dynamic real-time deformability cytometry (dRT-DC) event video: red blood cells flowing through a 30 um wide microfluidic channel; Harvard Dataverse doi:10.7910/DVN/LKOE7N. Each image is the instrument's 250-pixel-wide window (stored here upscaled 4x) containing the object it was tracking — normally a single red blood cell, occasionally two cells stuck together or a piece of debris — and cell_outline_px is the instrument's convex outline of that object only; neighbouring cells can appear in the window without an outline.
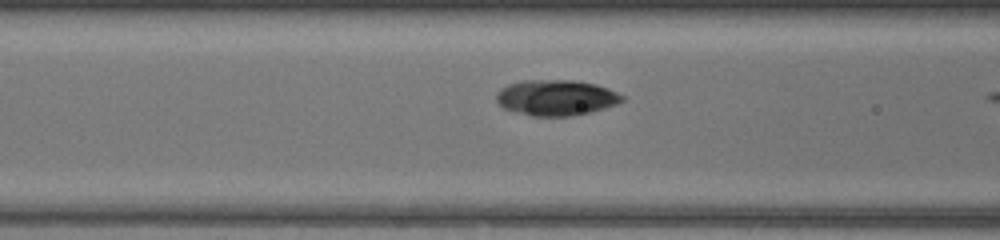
{"species": "common noctule bat (a hibernating species)", "species_latin": "Nyctalus noctula", "temperature_condition": "warm", "stored_images_in_passage": 10, "camera_frame_rate_fps": 3000, "um_per_image_px": 0.085, "animal": {"sex": "female", "body_mass_g": 17.0, "forearm_length_mm": 48.0}, "frame": {"image": 1, "passage_image": 9, "time_ms": 2.667, "image_size_px": [1000, 240], "cell_outline_px": [[624, 100], [616, 104], [604, 108], [572, 116], [532, 116], [516, 112], [504, 108], [496, 100], [496, 92], [500, 88], [508, 84], [524, 80], [572, 80], [596, 84], [608, 88], [624, 96]], "centroid_in_image_um": [47.25, 8.29], "position_along_channel_um": 119.4, "area_um2": 26.13}}